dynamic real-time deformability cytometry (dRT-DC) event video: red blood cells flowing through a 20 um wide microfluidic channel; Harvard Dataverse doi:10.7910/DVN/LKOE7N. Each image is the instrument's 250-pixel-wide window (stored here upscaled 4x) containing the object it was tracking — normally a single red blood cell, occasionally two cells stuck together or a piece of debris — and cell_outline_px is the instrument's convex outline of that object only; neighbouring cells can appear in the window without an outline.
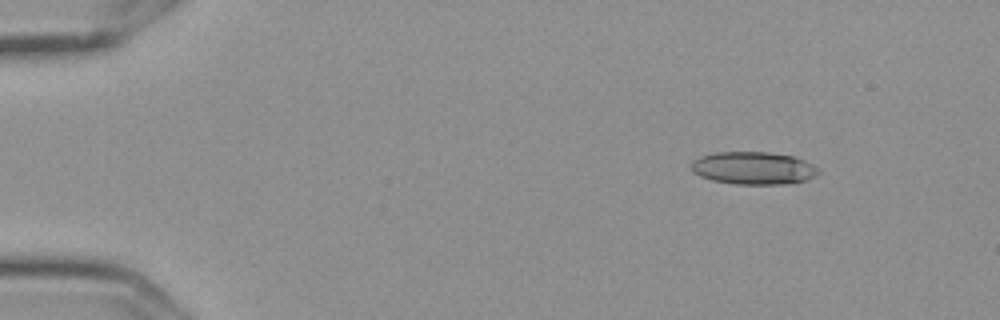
{"species": "Egyptian fruit bat (a non-hibernating species)", "species_latin": "Rousettus aegyptiacus", "temperature_condition": "cold", "stored_images_in_passage": 5, "camera_frame_rate_fps": 3000, "um_per_image_px": 0.085, "frame": {"image": 1, "passage_image": 1, "time_ms": 0.0, "image_size_px": [1000, 320], "cell_outline_px": [[820, 172], [816, 176], [804, 180], [788, 184], [736, 184], [712, 180], [700, 176], [692, 172], [692, 160], [700, 156], [716, 152], [768, 152], [792, 156], [804, 160], [820, 168]], "centroid_in_image_um": [64.05, 14.29], "position_along_channel_um": 21.0, "area_um2": 24.28}}
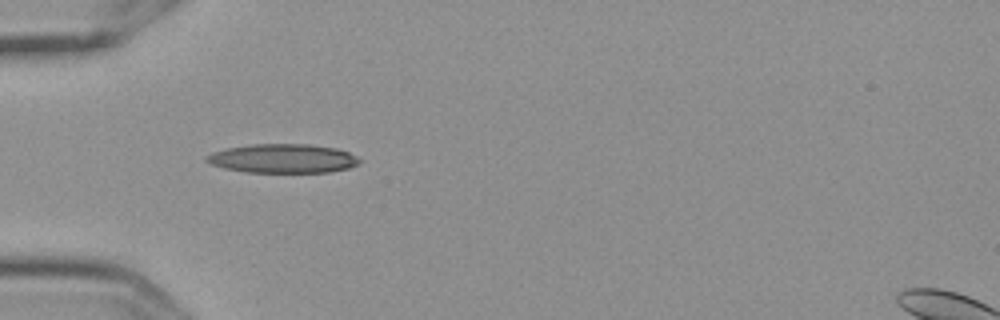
{"frame": {"image": 2, "passage_image": 4, "time_ms": 1.0, "image_size_px": [1000, 320], "cell_outline_px": [[360, 164], [348, 168], [328, 172], [244, 172], [224, 168], [212, 164], [204, 160], [204, 156], [212, 152], [228, 148], [252, 144], [308, 144], [336, 148], [348, 152], [356, 156], [360, 160]], "centroid_in_image_um": [24.03, 13.47], "position_along_channel_um": 61.0, "area_um2": 25.84}}
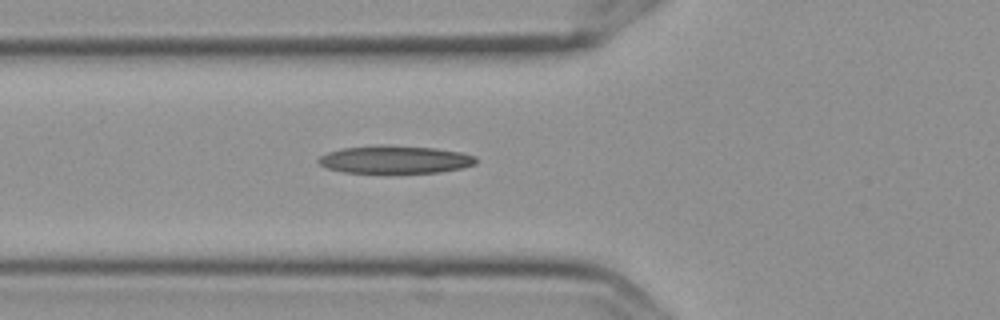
{"frame": {"image": 3, "passage_image": 5, "time_ms": 1.333, "image_size_px": [1000, 320], "cell_outline_px": [[476, 164], [464, 168], [440, 172], [344, 172], [328, 168], [320, 164], [316, 160], [320, 156], [328, 152], [340, 148], [436, 148], [460, 152], [476, 156]], "centroid_in_image_um": [33.63, 13.6], "position_along_channel_um": 92.2, "area_um2": 24.16}}